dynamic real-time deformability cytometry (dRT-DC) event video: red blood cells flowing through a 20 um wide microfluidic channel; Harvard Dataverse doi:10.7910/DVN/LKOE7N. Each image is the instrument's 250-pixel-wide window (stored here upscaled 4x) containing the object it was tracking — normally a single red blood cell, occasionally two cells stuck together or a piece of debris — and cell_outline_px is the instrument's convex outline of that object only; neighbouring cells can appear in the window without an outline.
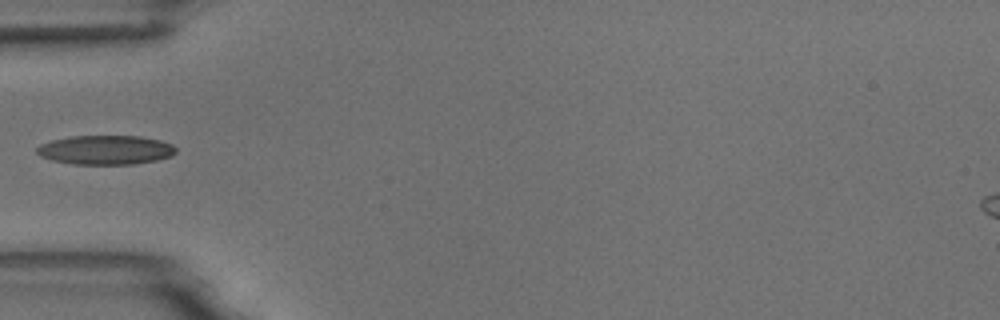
{"species": "common noctule bat (a hibernating species)", "species_latin": "Nyctalus noctula", "temperature_condition": "room temperature", "stored_images_in_passage": 1, "camera_frame_rate_fps": 3000, "um_per_image_px": 0.085, "animal": {"sex": "male", "body_mass_g": 18.8}, "frame": {"image": 1, "passage_image": 1, "time_ms": 0.0, "image_size_px": [1000, 320], "cell_outline_px": [[176, 152], [172, 156], [156, 160], [132, 164], [72, 164], [52, 160], [40, 156], [36, 152], [36, 148], [40, 144], [52, 140], [72, 136], [140, 136], [160, 140], [172, 144], [176, 148]], "centroid_in_image_um": [8.97, 12.74], "position_along_channel_um": 76.0, "area_um2": 23.7}}